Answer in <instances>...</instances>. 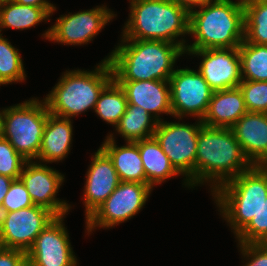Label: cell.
<instances>
[{
	"mask_svg": "<svg viewBox=\"0 0 267 266\" xmlns=\"http://www.w3.org/2000/svg\"><path fill=\"white\" fill-rule=\"evenodd\" d=\"M121 42L124 44H119L107 57L116 81H169L175 72V61L186 53L178 44L165 41L122 39Z\"/></svg>",
	"mask_w": 267,
	"mask_h": 266,
	"instance_id": "cell-1",
	"label": "cell"
},
{
	"mask_svg": "<svg viewBox=\"0 0 267 266\" xmlns=\"http://www.w3.org/2000/svg\"><path fill=\"white\" fill-rule=\"evenodd\" d=\"M253 165L245 157L231 128L203 125L198 134L195 184L214 181L213 191ZM218 183V184H217Z\"/></svg>",
	"mask_w": 267,
	"mask_h": 266,
	"instance_id": "cell-2",
	"label": "cell"
},
{
	"mask_svg": "<svg viewBox=\"0 0 267 266\" xmlns=\"http://www.w3.org/2000/svg\"><path fill=\"white\" fill-rule=\"evenodd\" d=\"M201 8V9H200ZM189 12V34L195 41L185 50L237 48L244 41L243 0H214Z\"/></svg>",
	"mask_w": 267,
	"mask_h": 266,
	"instance_id": "cell-3",
	"label": "cell"
},
{
	"mask_svg": "<svg viewBox=\"0 0 267 266\" xmlns=\"http://www.w3.org/2000/svg\"><path fill=\"white\" fill-rule=\"evenodd\" d=\"M130 18L124 26L123 39L174 41L189 34V12L174 0H131Z\"/></svg>",
	"mask_w": 267,
	"mask_h": 266,
	"instance_id": "cell-4",
	"label": "cell"
},
{
	"mask_svg": "<svg viewBox=\"0 0 267 266\" xmlns=\"http://www.w3.org/2000/svg\"><path fill=\"white\" fill-rule=\"evenodd\" d=\"M113 79L109 59H104L95 71L65 72L54 89L44 99L50 114L70 119L95 109L100 92Z\"/></svg>",
	"mask_w": 267,
	"mask_h": 266,
	"instance_id": "cell-5",
	"label": "cell"
},
{
	"mask_svg": "<svg viewBox=\"0 0 267 266\" xmlns=\"http://www.w3.org/2000/svg\"><path fill=\"white\" fill-rule=\"evenodd\" d=\"M213 193L220 212L237 236L258 213L267 197V168L253 165L217 187Z\"/></svg>",
	"mask_w": 267,
	"mask_h": 266,
	"instance_id": "cell-6",
	"label": "cell"
},
{
	"mask_svg": "<svg viewBox=\"0 0 267 266\" xmlns=\"http://www.w3.org/2000/svg\"><path fill=\"white\" fill-rule=\"evenodd\" d=\"M49 114L37 99L6 108L0 111V135L27 161L37 159Z\"/></svg>",
	"mask_w": 267,
	"mask_h": 266,
	"instance_id": "cell-7",
	"label": "cell"
},
{
	"mask_svg": "<svg viewBox=\"0 0 267 266\" xmlns=\"http://www.w3.org/2000/svg\"><path fill=\"white\" fill-rule=\"evenodd\" d=\"M202 126V120L196 125L160 121L153 134L171 165L179 174L187 176L185 183L191 187L196 186L195 159L198 134Z\"/></svg>",
	"mask_w": 267,
	"mask_h": 266,
	"instance_id": "cell-8",
	"label": "cell"
},
{
	"mask_svg": "<svg viewBox=\"0 0 267 266\" xmlns=\"http://www.w3.org/2000/svg\"><path fill=\"white\" fill-rule=\"evenodd\" d=\"M56 217L50 210L37 205L0 212V247L27 253L36 237Z\"/></svg>",
	"mask_w": 267,
	"mask_h": 266,
	"instance_id": "cell-9",
	"label": "cell"
},
{
	"mask_svg": "<svg viewBox=\"0 0 267 266\" xmlns=\"http://www.w3.org/2000/svg\"><path fill=\"white\" fill-rule=\"evenodd\" d=\"M152 187L137 182H123L86 220L87 230L94 227H113L127 221L141 210L150 195Z\"/></svg>",
	"mask_w": 267,
	"mask_h": 266,
	"instance_id": "cell-10",
	"label": "cell"
},
{
	"mask_svg": "<svg viewBox=\"0 0 267 266\" xmlns=\"http://www.w3.org/2000/svg\"><path fill=\"white\" fill-rule=\"evenodd\" d=\"M169 84L173 116L182 119L189 114L202 120L213 94L203 76L188 68L177 69L169 78Z\"/></svg>",
	"mask_w": 267,
	"mask_h": 266,
	"instance_id": "cell-11",
	"label": "cell"
},
{
	"mask_svg": "<svg viewBox=\"0 0 267 266\" xmlns=\"http://www.w3.org/2000/svg\"><path fill=\"white\" fill-rule=\"evenodd\" d=\"M114 14L105 6L75 14L61 15L45 34V38L63 44H84L98 34L110 22Z\"/></svg>",
	"mask_w": 267,
	"mask_h": 266,
	"instance_id": "cell-12",
	"label": "cell"
},
{
	"mask_svg": "<svg viewBox=\"0 0 267 266\" xmlns=\"http://www.w3.org/2000/svg\"><path fill=\"white\" fill-rule=\"evenodd\" d=\"M63 217L57 216L52 220L27 251L26 258L32 266H76Z\"/></svg>",
	"mask_w": 267,
	"mask_h": 266,
	"instance_id": "cell-13",
	"label": "cell"
},
{
	"mask_svg": "<svg viewBox=\"0 0 267 266\" xmlns=\"http://www.w3.org/2000/svg\"><path fill=\"white\" fill-rule=\"evenodd\" d=\"M185 51L203 57L198 72L213 91L237 88L242 82L239 47Z\"/></svg>",
	"mask_w": 267,
	"mask_h": 266,
	"instance_id": "cell-14",
	"label": "cell"
},
{
	"mask_svg": "<svg viewBox=\"0 0 267 266\" xmlns=\"http://www.w3.org/2000/svg\"><path fill=\"white\" fill-rule=\"evenodd\" d=\"M19 179L22 181L34 205L44 207L56 216H64L70 206L56 199V193L64 181L58 171L37 162L27 161Z\"/></svg>",
	"mask_w": 267,
	"mask_h": 266,
	"instance_id": "cell-15",
	"label": "cell"
},
{
	"mask_svg": "<svg viewBox=\"0 0 267 266\" xmlns=\"http://www.w3.org/2000/svg\"><path fill=\"white\" fill-rule=\"evenodd\" d=\"M84 189L86 220L113 193L120 180L113 162L100 147L92 157Z\"/></svg>",
	"mask_w": 267,
	"mask_h": 266,
	"instance_id": "cell-16",
	"label": "cell"
},
{
	"mask_svg": "<svg viewBox=\"0 0 267 266\" xmlns=\"http://www.w3.org/2000/svg\"><path fill=\"white\" fill-rule=\"evenodd\" d=\"M117 82L126 94L127 105H137L146 110L150 115L153 116L155 114L153 119L158 122L161 121V118H158L160 113L173 115L169 81L142 80Z\"/></svg>",
	"mask_w": 267,
	"mask_h": 266,
	"instance_id": "cell-17",
	"label": "cell"
},
{
	"mask_svg": "<svg viewBox=\"0 0 267 266\" xmlns=\"http://www.w3.org/2000/svg\"><path fill=\"white\" fill-rule=\"evenodd\" d=\"M231 129L245 157L259 165L267 157V113L247 112Z\"/></svg>",
	"mask_w": 267,
	"mask_h": 266,
	"instance_id": "cell-18",
	"label": "cell"
},
{
	"mask_svg": "<svg viewBox=\"0 0 267 266\" xmlns=\"http://www.w3.org/2000/svg\"><path fill=\"white\" fill-rule=\"evenodd\" d=\"M247 112L239 87L213 91L202 123L209 127L231 128Z\"/></svg>",
	"mask_w": 267,
	"mask_h": 266,
	"instance_id": "cell-19",
	"label": "cell"
},
{
	"mask_svg": "<svg viewBox=\"0 0 267 266\" xmlns=\"http://www.w3.org/2000/svg\"><path fill=\"white\" fill-rule=\"evenodd\" d=\"M126 143L125 146L117 147L113 135L110 134L101 148L111 158L120 181L147 184L138 141Z\"/></svg>",
	"mask_w": 267,
	"mask_h": 266,
	"instance_id": "cell-20",
	"label": "cell"
},
{
	"mask_svg": "<svg viewBox=\"0 0 267 266\" xmlns=\"http://www.w3.org/2000/svg\"><path fill=\"white\" fill-rule=\"evenodd\" d=\"M72 130L70 119L49 114L37 159L50 163L63 160L70 150Z\"/></svg>",
	"mask_w": 267,
	"mask_h": 266,
	"instance_id": "cell-21",
	"label": "cell"
},
{
	"mask_svg": "<svg viewBox=\"0 0 267 266\" xmlns=\"http://www.w3.org/2000/svg\"><path fill=\"white\" fill-rule=\"evenodd\" d=\"M138 147L147 184L152 188L154 184L179 174L154 137L138 141Z\"/></svg>",
	"mask_w": 267,
	"mask_h": 266,
	"instance_id": "cell-22",
	"label": "cell"
},
{
	"mask_svg": "<svg viewBox=\"0 0 267 266\" xmlns=\"http://www.w3.org/2000/svg\"><path fill=\"white\" fill-rule=\"evenodd\" d=\"M55 7L21 5L14 0L0 3V28L27 29L47 19Z\"/></svg>",
	"mask_w": 267,
	"mask_h": 266,
	"instance_id": "cell-23",
	"label": "cell"
},
{
	"mask_svg": "<svg viewBox=\"0 0 267 266\" xmlns=\"http://www.w3.org/2000/svg\"><path fill=\"white\" fill-rule=\"evenodd\" d=\"M146 110L137 105H127L116 130L127 142H137L153 137L158 121L151 119ZM153 120V121H152Z\"/></svg>",
	"mask_w": 267,
	"mask_h": 266,
	"instance_id": "cell-24",
	"label": "cell"
},
{
	"mask_svg": "<svg viewBox=\"0 0 267 266\" xmlns=\"http://www.w3.org/2000/svg\"><path fill=\"white\" fill-rule=\"evenodd\" d=\"M127 104L123 88L113 78L100 92L94 111L101 119L116 127Z\"/></svg>",
	"mask_w": 267,
	"mask_h": 266,
	"instance_id": "cell-25",
	"label": "cell"
},
{
	"mask_svg": "<svg viewBox=\"0 0 267 266\" xmlns=\"http://www.w3.org/2000/svg\"><path fill=\"white\" fill-rule=\"evenodd\" d=\"M244 40L267 45V0H243Z\"/></svg>",
	"mask_w": 267,
	"mask_h": 266,
	"instance_id": "cell-26",
	"label": "cell"
},
{
	"mask_svg": "<svg viewBox=\"0 0 267 266\" xmlns=\"http://www.w3.org/2000/svg\"><path fill=\"white\" fill-rule=\"evenodd\" d=\"M239 55L242 80L267 81V45L244 40L239 46Z\"/></svg>",
	"mask_w": 267,
	"mask_h": 266,
	"instance_id": "cell-27",
	"label": "cell"
},
{
	"mask_svg": "<svg viewBox=\"0 0 267 266\" xmlns=\"http://www.w3.org/2000/svg\"><path fill=\"white\" fill-rule=\"evenodd\" d=\"M23 62L18 49L0 37V84L25 80Z\"/></svg>",
	"mask_w": 267,
	"mask_h": 266,
	"instance_id": "cell-28",
	"label": "cell"
},
{
	"mask_svg": "<svg viewBox=\"0 0 267 266\" xmlns=\"http://www.w3.org/2000/svg\"><path fill=\"white\" fill-rule=\"evenodd\" d=\"M238 87L248 112L267 113V81L242 80Z\"/></svg>",
	"mask_w": 267,
	"mask_h": 266,
	"instance_id": "cell-29",
	"label": "cell"
},
{
	"mask_svg": "<svg viewBox=\"0 0 267 266\" xmlns=\"http://www.w3.org/2000/svg\"><path fill=\"white\" fill-rule=\"evenodd\" d=\"M236 238L241 244L267 243V197L258 213Z\"/></svg>",
	"mask_w": 267,
	"mask_h": 266,
	"instance_id": "cell-30",
	"label": "cell"
},
{
	"mask_svg": "<svg viewBox=\"0 0 267 266\" xmlns=\"http://www.w3.org/2000/svg\"><path fill=\"white\" fill-rule=\"evenodd\" d=\"M26 162L9 141L0 135V175L19 179Z\"/></svg>",
	"mask_w": 267,
	"mask_h": 266,
	"instance_id": "cell-31",
	"label": "cell"
},
{
	"mask_svg": "<svg viewBox=\"0 0 267 266\" xmlns=\"http://www.w3.org/2000/svg\"><path fill=\"white\" fill-rule=\"evenodd\" d=\"M29 192L20 179L13 180L5 195L0 212H13L33 206Z\"/></svg>",
	"mask_w": 267,
	"mask_h": 266,
	"instance_id": "cell-32",
	"label": "cell"
},
{
	"mask_svg": "<svg viewBox=\"0 0 267 266\" xmlns=\"http://www.w3.org/2000/svg\"><path fill=\"white\" fill-rule=\"evenodd\" d=\"M242 254L250 257L245 266H267V243H239Z\"/></svg>",
	"mask_w": 267,
	"mask_h": 266,
	"instance_id": "cell-33",
	"label": "cell"
},
{
	"mask_svg": "<svg viewBox=\"0 0 267 266\" xmlns=\"http://www.w3.org/2000/svg\"><path fill=\"white\" fill-rule=\"evenodd\" d=\"M26 259V252L0 247V266H19Z\"/></svg>",
	"mask_w": 267,
	"mask_h": 266,
	"instance_id": "cell-34",
	"label": "cell"
},
{
	"mask_svg": "<svg viewBox=\"0 0 267 266\" xmlns=\"http://www.w3.org/2000/svg\"><path fill=\"white\" fill-rule=\"evenodd\" d=\"M181 7L185 8L188 12H190L194 6L200 7L204 4L212 2L213 0H174Z\"/></svg>",
	"mask_w": 267,
	"mask_h": 266,
	"instance_id": "cell-35",
	"label": "cell"
},
{
	"mask_svg": "<svg viewBox=\"0 0 267 266\" xmlns=\"http://www.w3.org/2000/svg\"><path fill=\"white\" fill-rule=\"evenodd\" d=\"M13 180V178H10L8 176L0 175V208L2 201L7 194L10 184L13 182Z\"/></svg>",
	"mask_w": 267,
	"mask_h": 266,
	"instance_id": "cell-36",
	"label": "cell"
},
{
	"mask_svg": "<svg viewBox=\"0 0 267 266\" xmlns=\"http://www.w3.org/2000/svg\"><path fill=\"white\" fill-rule=\"evenodd\" d=\"M16 3L21 5H28L33 7H54L53 4L46 0H14Z\"/></svg>",
	"mask_w": 267,
	"mask_h": 266,
	"instance_id": "cell-37",
	"label": "cell"
},
{
	"mask_svg": "<svg viewBox=\"0 0 267 266\" xmlns=\"http://www.w3.org/2000/svg\"><path fill=\"white\" fill-rule=\"evenodd\" d=\"M19 266H32L30 261L26 258Z\"/></svg>",
	"mask_w": 267,
	"mask_h": 266,
	"instance_id": "cell-38",
	"label": "cell"
},
{
	"mask_svg": "<svg viewBox=\"0 0 267 266\" xmlns=\"http://www.w3.org/2000/svg\"><path fill=\"white\" fill-rule=\"evenodd\" d=\"M258 166L267 168V157Z\"/></svg>",
	"mask_w": 267,
	"mask_h": 266,
	"instance_id": "cell-39",
	"label": "cell"
}]
</instances>
